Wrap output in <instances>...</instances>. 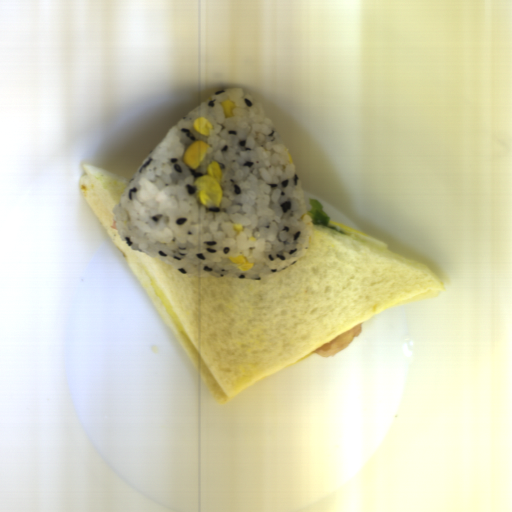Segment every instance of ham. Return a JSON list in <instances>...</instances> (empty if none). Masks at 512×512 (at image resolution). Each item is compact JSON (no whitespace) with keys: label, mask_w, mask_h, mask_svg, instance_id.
Segmentation results:
<instances>
[{"label":"ham","mask_w":512,"mask_h":512,"mask_svg":"<svg viewBox=\"0 0 512 512\" xmlns=\"http://www.w3.org/2000/svg\"><path fill=\"white\" fill-rule=\"evenodd\" d=\"M361 332L362 323L358 324L357 326L351 328L350 330L331 340L324 346L314 351V353L325 358L336 353H339L340 351L351 345L355 337L359 336Z\"/></svg>","instance_id":"obj_1"}]
</instances>
